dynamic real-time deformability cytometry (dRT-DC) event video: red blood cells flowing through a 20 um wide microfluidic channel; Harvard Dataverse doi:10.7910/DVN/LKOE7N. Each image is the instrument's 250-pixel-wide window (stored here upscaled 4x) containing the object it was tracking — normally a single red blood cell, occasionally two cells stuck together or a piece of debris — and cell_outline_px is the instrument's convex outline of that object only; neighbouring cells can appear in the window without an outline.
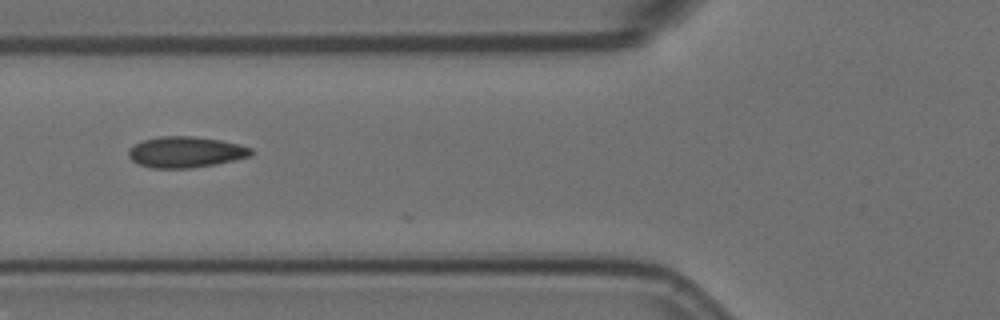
{"species": "Egyptian fruit bat (a non-hibernating species)", "species_latin": "Rousettus aegyptiacus", "temperature_condition": "room temperature", "stored_images_in_passage": 6, "camera_frame_rate_fps": 3000, "um_per_image_px": 0.085, "animal": {"sex": "female"}, "frame": {"image": 1, "passage_image": 3, "time_ms": 0.667, "image_size_px": [1000, 320], "cell_outline_px": [[252, 156], [216, 164], [192, 168], [152, 168], [140, 164], [132, 160], [128, 156], [128, 152], [136, 144], [144, 140], [160, 136], [192, 136], [220, 140], [240, 144], [252, 148]], "centroid_in_image_um": [15.82, 12.93], "position_along_channel_um": 110.0, "area_um2": 22.02}}
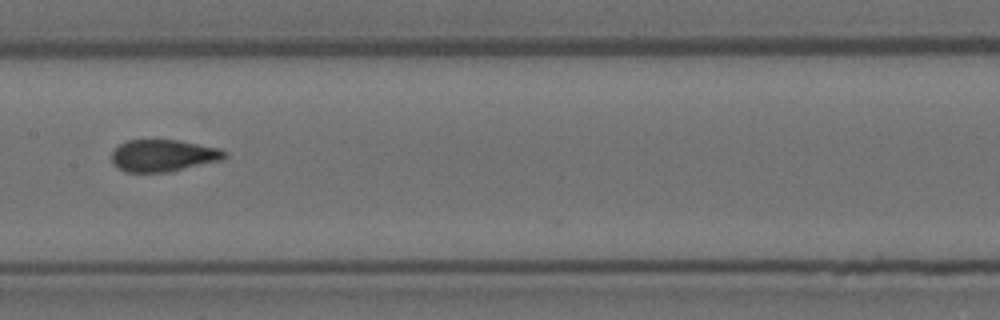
{"frame": {"image": 2, "passage_image": 5, "time_ms": 1.333, "image_size_px": [1000, 320], "cell_outline_px": [[228, 156], [220, 160], [168, 172], [128, 172], [112, 164], [112, 152], [120, 144], [128, 140], [176, 140], [220, 148]], "centroid_in_image_um": [13.86, 13.22], "position_along_channel_um": 193.5, "area_um2": 20.75}}
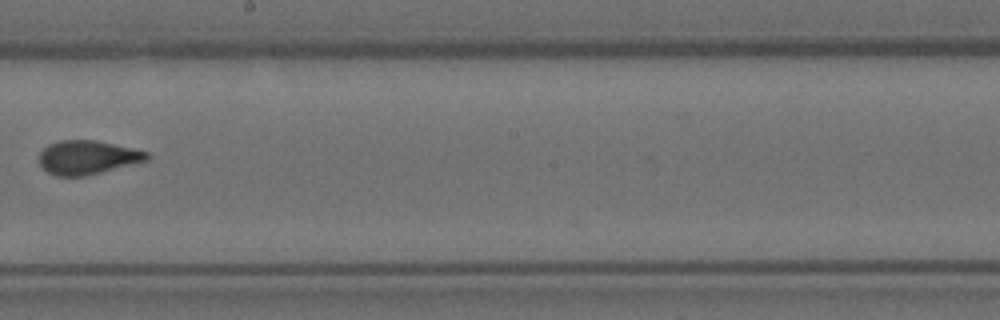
{"frame": {"image": 3, "passage_image": 6, "time_ms": 1.667, "image_size_px": [1000, 320], "cell_outline_px": [[152, 156], [148, 160], [84, 176], [56, 176], [48, 172], [40, 164], [40, 152], [48, 144], [60, 140], [96, 140], [132, 148], [148, 152]], "centroid_in_image_um": [7.44, 13.37], "position_along_channel_um": 240.8, "area_um2": 21.1}}